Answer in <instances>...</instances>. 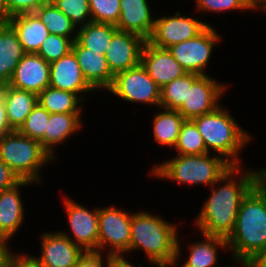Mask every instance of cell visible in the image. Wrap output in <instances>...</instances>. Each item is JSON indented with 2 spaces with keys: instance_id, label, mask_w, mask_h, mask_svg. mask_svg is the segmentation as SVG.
Returning <instances> with one entry per match:
<instances>
[{
  "instance_id": "37",
  "label": "cell",
  "mask_w": 266,
  "mask_h": 267,
  "mask_svg": "<svg viewBox=\"0 0 266 267\" xmlns=\"http://www.w3.org/2000/svg\"><path fill=\"white\" fill-rule=\"evenodd\" d=\"M49 1L50 0H5L4 20L23 13H34L40 6Z\"/></svg>"
},
{
  "instance_id": "48",
  "label": "cell",
  "mask_w": 266,
  "mask_h": 267,
  "mask_svg": "<svg viewBox=\"0 0 266 267\" xmlns=\"http://www.w3.org/2000/svg\"><path fill=\"white\" fill-rule=\"evenodd\" d=\"M260 267H266V252L265 254L257 261Z\"/></svg>"
},
{
  "instance_id": "38",
  "label": "cell",
  "mask_w": 266,
  "mask_h": 267,
  "mask_svg": "<svg viewBox=\"0 0 266 267\" xmlns=\"http://www.w3.org/2000/svg\"><path fill=\"white\" fill-rule=\"evenodd\" d=\"M114 258L111 254L99 251H86L80 256L75 267H109Z\"/></svg>"
},
{
  "instance_id": "14",
  "label": "cell",
  "mask_w": 266,
  "mask_h": 267,
  "mask_svg": "<svg viewBox=\"0 0 266 267\" xmlns=\"http://www.w3.org/2000/svg\"><path fill=\"white\" fill-rule=\"evenodd\" d=\"M144 40L139 35L117 31L111 39L105 52V57L111 72H119L134 68L141 62V52Z\"/></svg>"
},
{
  "instance_id": "29",
  "label": "cell",
  "mask_w": 266,
  "mask_h": 267,
  "mask_svg": "<svg viewBox=\"0 0 266 267\" xmlns=\"http://www.w3.org/2000/svg\"><path fill=\"white\" fill-rule=\"evenodd\" d=\"M34 14L46 26L49 34L64 36L72 41L76 40V26L51 1L40 6Z\"/></svg>"
},
{
  "instance_id": "4",
  "label": "cell",
  "mask_w": 266,
  "mask_h": 267,
  "mask_svg": "<svg viewBox=\"0 0 266 267\" xmlns=\"http://www.w3.org/2000/svg\"><path fill=\"white\" fill-rule=\"evenodd\" d=\"M227 107L220 105L213 112L191 120L196 124L209 153L222 156L232 166H243L244 160L240 154L254 138L237 123Z\"/></svg>"
},
{
  "instance_id": "42",
  "label": "cell",
  "mask_w": 266,
  "mask_h": 267,
  "mask_svg": "<svg viewBox=\"0 0 266 267\" xmlns=\"http://www.w3.org/2000/svg\"><path fill=\"white\" fill-rule=\"evenodd\" d=\"M16 254L6 263L5 267H36L22 252Z\"/></svg>"
},
{
  "instance_id": "9",
  "label": "cell",
  "mask_w": 266,
  "mask_h": 267,
  "mask_svg": "<svg viewBox=\"0 0 266 267\" xmlns=\"http://www.w3.org/2000/svg\"><path fill=\"white\" fill-rule=\"evenodd\" d=\"M223 36L213 25H208L196 37L175 44L168 48L172 56L187 71L199 75H208L207 67L214 48L218 42H222Z\"/></svg>"
},
{
  "instance_id": "11",
  "label": "cell",
  "mask_w": 266,
  "mask_h": 267,
  "mask_svg": "<svg viewBox=\"0 0 266 267\" xmlns=\"http://www.w3.org/2000/svg\"><path fill=\"white\" fill-rule=\"evenodd\" d=\"M181 11H176L172 16L163 14L155 17L153 33L148 40L152 45L159 48H166L187 41L196 37L208 25H212L201 20L200 17L182 15ZM200 18V20H199Z\"/></svg>"
},
{
  "instance_id": "26",
  "label": "cell",
  "mask_w": 266,
  "mask_h": 267,
  "mask_svg": "<svg viewBox=\"0 0 266 267\" xmlns=\"http://www.w3.org/2000/svg\"><path fill=\"white\" fill-rule=\"evenodd\" d=\"M152 120L153 140L161 147H170L171 151L176 145L185 118L176 110L160 107Z\"/></svg>"
},
{
  "instance_id": "1",
  "label": "cell",
  "mask_w": 266,
  "mask_h": 267,
  "mask_svg": "<svg viewBox=\"0 0 266 267\" xmlns=\"http://www.w3.org/2000/svg\"><path fill=\"white\" fill-rule=\"evenodd\" d=\"M256 185L255 169L232 166L210 188L194 224L200 234L228 239L243 198Z\"/></svg>"
},
{
  "instance_id": "27",
  "label": "cell",
  "mask_w": 266,
  "mask_h": 267,
  "mask_svg": "<svg viewBox=\"0 0 266 267\" xmlns=\"http://www.w3.org/2000/svg\"><path fill=\"white\" fill-rule=\"evenodd\" d=\"M37 102L50 114L84 112L82 108L84 107V101L76 93L55 89L50 86L37 95Z\"/></svg>"
},
{
  "instance_id": "31",
  "label": "cell",
  "mask_w": 266,
  "mask_h": 267,
  "mask_svg": "<svg viewBox=\"0 0 266 267\" xmlns=\"http://www.w3.org/2000/svg\"><path fill=\"white\" fill-rule=\"evenodd\" d=\"M179 155H201L208 153L196 124L191 119L183 122L176 145L172 149Z\"/></svg>"
},
{
  "instance_id": "3",
  "label": "cell",
  "mask_w": 266,
  "mask_h": 267,
  "mask_svg": "<svg viewBox=\"0 0 266 267\" xmlns=\"http://www.w3.org/2000/svg\"><path fill=\"white\" fill-rule=\"evenodd\" d=\"M148 211H131L129 253L144 252L152 267H173L177 257L179 231L175 223Z\"/></svg>"
},
{
  "instance_id": "15",
  "label": "cell",
  "mask_w": 266,
  "mask_h": 267,
  "mask_svg": "<svg viewBox=\"0 0 266 267\" xmlns=\"http://www.w3.org/2000/svg\"><path fill=\"white\" fill-rule=\"evenodd\" d=\"M49 86L76 93L83 101L86 95L95 93L83 77L81 67L72 50L59 60L50 63Z\"/></svg>"
},
{
  "instance_id": "24",
  "label": "cell",
  "mask_w": 266,
  "mask_h": 267,
  "mask_svg": "<svg viewBox=\"0 0 266 267\" xmlns=\"http://www.w3.org/2000/svg\"><path fill=\"white\" fill-rule=\"evenodd\" d=\"M17 33L25 53H37L49 32L34 13H23L6 20Z\"/></svg>"
},
{
  "instance_id": "21",
  "label": "cell",
  "mask_w": 266,
  "mask_h": 267,
  "mask_svg": "<svg viewBox=\"0 0 266 267\" xmlns=\"http://www.w3.org/2000/svg\"><path fill=\"white\" fill-rule=\"evenodd\" d=\"M71 50L87 83L95 92L97 90L107 92L113 83L114 74L108 66L105 55L82 47L76 40L73 41Z\"/></svg>"
},
{
  "instance_id": "23",
  "label": "cell",
  "mask_w": 266,
  "mask_h": 267,
  "mask_svg": "<svg viewBox=\"0 0 266 267\" xmlns=\"http://www.w3.org/2000/svg\"><path fill=\"white\" fill-rule=\"evenodd\" d=\"M24 54L15 30L6 20H0V86L9 83Z\"/></svg>"
},
{
  "instance_id": "44",
  "label": "cell",
  "mask_w": 266,
  "mask_h": 267,
  "mask_svg": "<svg viewBox=\"0 0 266 267\" xmlns=\"http://www.w3.org/2000/svg\"><path fill=\"white\" fill-rule=\"evenodd\" d=\"M109 267H136V265L125 258H114ZM137 267H143V264H139Z\"/></svg>"
},
{
  "instance_id": "18",
  "label": "cell",
  "mask_w": 266,
  "mask_h": 267,
  "mask_svg": "<svg viewBox=\"0 0 266 267\" xmlns=\"http://www.w3.org/2000/svg\"><path fill=\"white\" fill-rule=\"evenodd\" d=\"M50 63L36 53H25L8 83L11 87L39 94L49 86Z\"/></svg>"
},
{
  "instance_id": "7",
  "label": "cell",
  "mask_w": 266,
  "mask_h": 267,
  "mask_svg": "<svg viewBox=\"0 0 266 267\" xmlns=\"http://www.w3.org/2000/svg\"><path fill=\"white\" fill-rule=\"evenodd\" d=\"M98 251L127 258L131 237V212L116 205L99 207Z\"/></svg>"
},
{
  "instance_id": "35",
  "label": "cell",
  "mask_w": 266,
  "mask_h": 267,
  "mask_svg": "<svg viewBox=\"0 0 266 267\" xmlns=\"http://www.w3.org/2000/svg\"><path fill=\"white\" fill-rule=\"evenodd\" d=\"M73 41L70 38L49 34L39 48L38 54L48 63L59 60L71 51Z\"/></svg>"
},
{
  "instance_id": "13",
  "label": "cell",
  "mask_w": 266,
  "mask_h": 267,
  "mask_svg": "<svg viewBox=\"0 0 266 267\" xmlns=\"http://www.w3.org/2000/svg\"><path fill=\"white\" fill-rule=\"evenodd\" d=\"M210 75H201L192 85H188L187 99L177 110L185 119L208 114L216 110L228 92L229 85L219 82Z\"/></svg>"
},
{
  "instance_id": "46",
  "label": "cell",
  "mask_w": 266,
  "mask_h": 267,
  "mask_svg": "<svg viewBox=\"0 0 266 267\" xmlns=\"http://www.w3.org/2000/svg\"><path fill=\"white\" fill-rule=\"evenodd\" d=\"M239 267H260L257 262H244L240 261Z\"/></svg>"
},
{
  "instance_id": "8",
  "label": "cell",
  "mask_w": 266,
  "mask_h": 267,
  "mask_svg": "<svg viewBox=\"0 0 266 267\" xmlns=\"http://www.w3.org/2000/svg\"><path fill=\"white\" fill-rule=\"evenodd\" d=\"M160 90L140 63L134 68L115 74L113 83L107 91L129 104H145L160 108Z\"/></svg>"
},
{
  "instance_id": "47",
  "label": "cell",
  "mask_w": 266,
  "mask_h": 267,
  "mask_svg": "<svg viewBox=\"0 0 266 267\" xmlns=\"http://www.w3.org/2000/svg\"><path fill=\"white\" fill-rule=\"evenodd\" d=\"M4 4L5 0H0V20H4Z\"/></svg>"
},
{
  "instance_id": "30",
  "label": "cell",
  "mask_w": 266,
  "mask_h": 267,
  "mask_svg": "<svg viewBox=\"0 0 266 267\" xmlns=\"http://www.w3.org/2000/svg\"><path fill=\"white\" fill-rule=\"evenodd\" d=\"M200 76L187 73L164 85L160 90V107L177 111L187 99L188 85H192Z\"/></svg>"
},
{
  "instance_id": "40",
  "label": "cell",
  "mask_w": 266,
  "mask_h": 267,
  "mask_svg": "<svg viewBox=\"0 0 266 267\" xmlns=\"http://www.w3.org/2000/svg\"><path fill=\"white\" fill-rule=\"evenodd\" d=\"M10 246L6 239L0 237V267H5L6 263L16 254Z\"/></svg>"
},
{
  "instance_id": "20",
  "label": "cell",
  "mask_w": 266,
  "mask_h": 267,
  "mask_svg": "<svg viewBox=\"0 0 266 267\" xmlns=\"http://www.w3.org/2000/svg\"><path fill=\"white\" fill-rule=\"evenodd\" d=\"M155 15L148 0H120L119 31L139 35L148 41L153 33Z\"/></svg>"
},
{
  "instance_id": "32",
  "label": "cell",
  "mask_w": 266,
  "mask_h": 267,
  "mask_svg": "<svg viewBox=\"0 0 266 267\" xmlns=\"http://www.w3.org/2000/svg\"><path fill=\"white\" fill-rule=\"evenodd\" d=\"M49 116L50 113L37 103L18 131L26 137L39 141L44 148V130Z\"/></svg>"
},
{
  "instance_id": "33",
  "label": "cell",
  "mask_w": 266,
  "mask_h": 267,
  "mask_svg": "<svg viewBox=\"0 0 266 267\" xmlns=\"http://www.w3.org/2000/svg\"><path fill=\"white\" fill-rule=\"evenodd\" d=\"M76 26H85L92 21L89 0H50Z\"/></svg>"
},
{
  "instance_id": "16",
  "label": "cell",
  "mask_w": 266,
  "mask_h": 267,
  "mask_svg": "<svg viewBox=\"0 0 266 267\" xmlns=\"http://www.w3.org/2000/svg\"><path fill=\"white\" fill-rule=\"evenodd\" d=\"M140 63L160 88L187 74L168 49L156 47L149 41L144 43Z\"/></svg>"
},
{
  "instance_id": "10",
  "label": "cell",
  "mask_w": 266,
  "mask_h": 267,
  "mask_svg": "<svg viewBox=\"0 0 266 267\" xmlns=\"http://www.w3.org/2000/svg\"><path fill=\"white\" fill-rule=\"evenodd\" d=\"M62 200L70 232L64 230H60V232L84 252L98 251L99 207L90 210L67 195Z\"/></svg>"
},
{
  "instance_id": "43",
  "label": "cell",
  "mask_w": 266,
  "mask_h": 267,
  "mask_svg": "<svg viewBox=\"0 0 266 267\" xmlns=\"http://www.w3.org/2000/svg\"><path fill=\"white\" fill-rule=\"evenodd\" d=\"M256 185L261 189L266 190V166L255 168Z\"/></svg>"
},
{
  "instance_id": "25",
  "label": "cell",
  "mask_w": 266,
  "mask_h": 267,
  "mask_svg": "<svg viewBox=\"0 0 266 267\" xmlns=\"http://www.w3.org/2000/svg\"><path fill=\"white\" fill-rule=\"evenodd\" d=\"M0 91L4 97L8 124L12 130H19L38 103L37 94L8 84L0 86Z\"/></svg>"
},
{
  "instance_id": "2",
  "label": "cell",
  "mask_w": 266,
  "mask_h": 267,
  "mask_svg": "<svg viewBox=\"0 0 266 267\" xmlns=\"http://www.w3.org/2000/svg\"><path fill=\"white\" fill-rule=\"evenodd\" d=\"M227 244L232 260L257 262L265 254L266 190L255 185L243 198Z\"/></svg>"
},
{
  "instance_id": "41",
  "label": "cell",
  "mask_w": 266,
  "mask_h": 267,
  "mask_svg": "<svg viewBox=\"0 0 266 267\" xmlns=\"http://www.w3.org/2000/svg\"><path fill=\"white\" fill-rule=\"evenodd\" d=\"M11 131L13 130L8 124L3 93L0 91V138Z\"/></svg>"
},
{
  "instance_id": "17",
  "label": "cell",
  "mask_w": 266,
  "mask_h": 267,
  "mask_svg": "<svg viewBox=\"0 0 266 267\" xmlns=\"http://www.w3.org/2000/svg\"><path fill=\"white\" fill-rule=\"evenodd\" d=\"M32 184L36 185L31 181L21 180L14 187L0 191V237L9 243L25 223L26 211L21 188Z\"/></svg>"
},
{
  "instance_id": "22",
  "label": "cell",
  "mask_w": 266,
  "mask_h": 267,
  "mask_svg": "<svg viewBox=\"0 0 266 267\" xmlns=\"http://www.w3.org/2000/svg\"><path fill=\"white\" fill-rule=\"evenodd\" d=\"M84 113H54L50 114L46 129L44 130V149L52 156L57 158V147L66 140H70L83 129Z\"/></svg>"
},
{
  "instance_id": "45",
  "label": "cell",
  "mask_w": 266,
  "mask_h": 267,
  "mask_svg": "<svg viewBox=\"0 0 266 267\" xmlns=\"http://www.w3.org/2000/svg\"><path fill=\"white\" fill-rule=\"evenodd\" d=\"M248 3L253 7L255 12L263 11L266 16V0H247Z\"/></svg>"
},
{
  "instance_id": "6",
  "label": "cell",
  "mask_w": 266,
  "mask_h": 267,
  "mask_svg": "<svg viewBox=\"0 0 266 267\" xmlns=\"http://www.w3.org/2000/svg\"><path fill=\"white\" fill-rule=\"evenodd\" d=\"M0 160L20 178L43 184L42 168L55 160L41 143L13 130L0 138ZM43 181V182H41Z\"/></svg>"
},
{
  "instance_id": "36",
  "label": "cell",
  "mask_w": 266,
  "mask_h": 267,
  "mask_svg": "<svg viewBox=\"0 0 266 267\" xmlns=\"http://www.w3.org/2000/svg\"><path fill=\"white\" fill-rule=\"evenodd\" d=\"M92 22L115 25L120 18V0H89Z\"/></svg>"
},
{
  "instance_id": "39",
  "label": "cell",
  "mask_w": 266,
  "mask_h": 267,
  "mask_svg": "<svg viewBox=\"0 0 266 267\" xmlns=\"http://www.w3.org/2000/svg\"><path fill=\"white\" fill-rule=\"evenodd\" d=\"M20 178L0 160V191L14 187L20 182Z\"/></svg>"
},
{
  "instance_id": "5",
  "label": "cell",
  "mask_w": 266,
  "mask_h": 267,
  "mask_svg": "<svg viewBox=\"0 0 266 267\" xmlns=\"http://www.w3.org/2000/svg\"><path fill=\"white\" fill-rule=\"evenodd\" d=\"M174 155L151 167L148 175L152 178L192 186V188L208 186L210 189L232 167L222 156L215 153L214 155L209 152L201 155Z\"/></svg>"
},
{
  "instance_id": "49",
  "label": "cell",
  "mask_w": 266,
  "mask_h": 267,
  "mask_svg": "<svg viewBox=\"0 0 266 267\" xmlns=\"http://www.w3.org/2000/svg\"><path fill=\"white\" fill-rule=\"evenodd\" d=\"M231 263H233V264L231 265ZM231 263H230V266L229 265L228 266L227 265H225V266L223 265V267H236V266L238 267V266H240V260L233 259V261H231Z\"/></svg>"
},
{
  "instance_id": "12",
  "label": "cell",
  "mask_w": 266,
  "mask_h": 267,
  "mask_svg": "<svg viewBox=\"0 0 266 267\" xmlns=\"http://www.w3.org/2000/svg\"><path fill=\"white\" fill-rule=\"evenodd\" d=\"M40 255H24L36 267H75L84 251L58 231H44L39 236Z\"/></svg>"
},
{
  "instance_id": "19",
  "label": "cell",
  "mask_w": 266,
  "mask_h": 267,
  "mask_svg": "<svg viewBox=\"0 0 266 267\" xmlns=\"http://www.w3.org/2000/svg\"><path fill=\"white\" fill-rule=\"evenodd\" d=\"M201 235L203 240L196 242L193 240L190 244L188 243L187 248L189 249V253L186 257H183L187 259H185V262L181 263L179 267H223L222 265H218V262L220 263L219 253L223 250L229 252L227 239L218 236ZM180 242L181 239L179 240L178 237L177 257L173 267H178L179 260H181L180 258L183 256V244Z\"/></svg>"
},
{
  "instance_id": "28",
  "label": "cell",
  "mask_w": 266,
  "mask_h": 267,
  "mask_svg": "<svg viewBox=\"0 0 266 267\" xmlns=\"http://www.w3.org/2000/svg\"><path fill=\"white\" fill-rule=\"evenodd\" d=\"M118 31L115 25L90 22L77 29L76 41L85 48L105 55L112 36Z\"/></svg>"
},
{
  "instance_id": "34",
  "label": "cell",
  "mask_w": 266,
  "mask_h": 267,
  "mask_svg": "<svg viewBox=\"0 0 266 267\" xmlns=\"http://www.w3.org/2000/svg\"><path fill=\"white\" fill-rule=\"evenodd\" d=\"M195 11L199 14L212 13V14H226L230 11H255L247 0H194Z\"/></svg>"
}]
</instances>
